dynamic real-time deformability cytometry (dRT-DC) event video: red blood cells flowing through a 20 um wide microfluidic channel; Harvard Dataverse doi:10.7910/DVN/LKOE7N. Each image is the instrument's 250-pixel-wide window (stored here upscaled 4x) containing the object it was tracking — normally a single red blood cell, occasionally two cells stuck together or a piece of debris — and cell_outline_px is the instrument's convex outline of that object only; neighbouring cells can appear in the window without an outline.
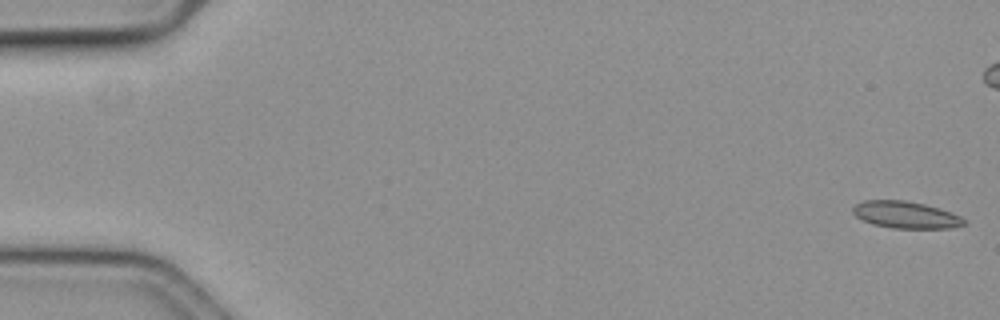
{"species": "common noctule bat (a hibernating species)", "species_latin": "Nyctalus noctula", "temperature_condition": "cold", "stored_images_in_passage": 59, "camera_frame_rate_fps": 3000, "um_per_image_px": 0.085, "animal": {"sex": "female", "body_mass_g": 19.3, "forearm_length_mm": 54.1}, "frame": {"image": 1, "passage_image": 1, "time_ms": 0.0, "image_size_px": [1000, 320], "cell_outline_px": [[968, 224], [952, 228], [892, 228], [872, 224], [856, 216], [852, 212], [852, 208], [856, 204], [864, 200], [904, 200], [924, 204], [940, 208], [952, 212], [968, 220]], "centroid_in_image_um": [77.04, 18.26], "position_along_channel_um": 8.0, "area_um2": 17.63}}
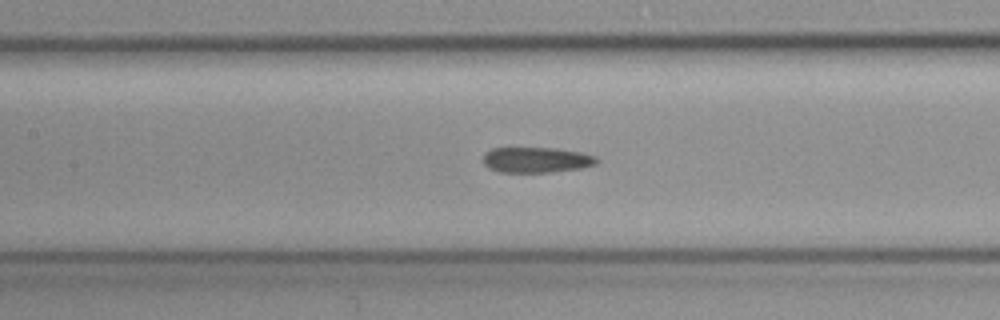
{"frame": {"image": 2, "passage_image": 27, "time_ms": 8.667, "image_size_px": [1000, 320], "cell_outline_px": [[600, 160], [596, 164], [580, 168], [552, 172], [500, 172], [488, 168], [484, 164], [484, 152], [492, 148], [556, 148], [580, 152], [596, 156]], "centroid_in_image_um": [45.59, 13.59], "position_along_channel_um": 161.8, "area_um2": 16.94}}
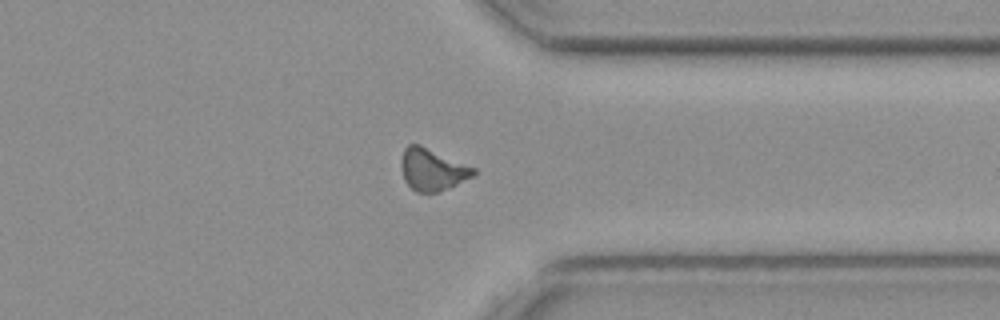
{"frame": {"image": 3, "passage_image": 45, "time_ms": 14.667, "image_size_px": [1000, 320], "cell_outline_px": [[476, 172], [472, 176], [440, 192], [416, 192], [404, 180], [400, 168], [400, 160], [404, 148], [408, 144], [420, 144], [476, 168]], "centroid_in_image_um": [36.71, 14.39], "position_along_channel_um": 374.7, "area_um2": 17.74}}